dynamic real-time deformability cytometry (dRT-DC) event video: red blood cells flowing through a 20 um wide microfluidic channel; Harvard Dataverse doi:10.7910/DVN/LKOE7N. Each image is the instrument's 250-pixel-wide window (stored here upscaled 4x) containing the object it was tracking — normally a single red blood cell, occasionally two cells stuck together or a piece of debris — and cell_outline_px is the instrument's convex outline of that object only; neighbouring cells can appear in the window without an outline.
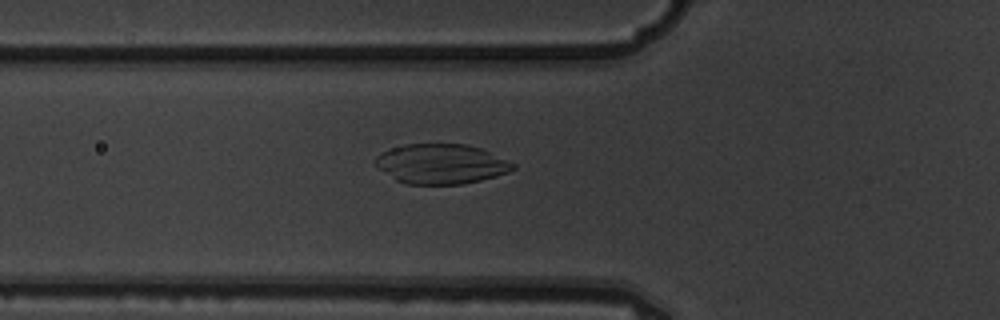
{"species": "common noctule bat (a hibernating species)", "species_latin": "Nyctalus noctula", "temperature_condition": "warm", "stored_images_in_passage": 6, "camera_frame_rate_fps": 3000, "um_per_image_px": 0.085, "animal": {"sex": "male", "body_mass_g": 19.5, "forearm_length_mm": 54.6}, "frame": {"image": 1, "passage_image": 6, "time_ms": 1.667, "image_size_px": [1000, 320], "cell_outline_px": [[516, 168], [508, 172], [496, 176], [464, 184], [404, 184], [396, 180], [380, 168], [376, 164], [376, 156], [392, 148], [404, 144], [468, 144], [480, 148], [508, 160], [516, 164]], "centroid_in_image_um": [37.54, 13.93], "position_along_channel_um": 88.3, "area_um2": 31.73}}